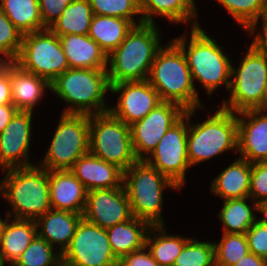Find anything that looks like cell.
I'll list each match as a JSON object with an SVG mask.
<instances>
[{"label": "cell", "instance_id": "6da1fadb", "mask_svg": "<svg viewBox=\"0 0 267 266\" xmlns=\"http://www.w3.org/2000/svg\"><path fill=\"white\" fill-rule=\"evenodd\" d=\"M156 27L155 23L134 26L121 44L108 54L110 85L148 80L154 58L161 48Z\"/></svg>", "mask_w": 267, "mask_h": 266}, {"label": "cell", "instance_id": "7a4b0ae2", "mask_svg": "<svg viewBox=\"0 0 267 266\" xmlns=\"http://www.w3.org/2000/svg\"><path fill=\"white\" fill-rule=\"evenodd\" d=\"M169 44L158 50L148 77L149 83L161 101L177 103L184 110L202 108L182 49L173 40Z\"/></svg>", "mask_w": 267, "mask_h": 266}, {"label": "cell", "instance_id": "3957f363", "mask_svg": "<svg viewBox=\"0 0 267 266\" xmlns=\"http://www.w3.org/2000/svg\"><path fill=\"white\" fill-rule=\"evenodd\" d=\"M0 182V194L11 207L14 219L37 220L52 209L48 170L37 165L7 169ZM12 214V215H11Z\"/></svg>", "mask_w": 267, "mask_h": 266}, {"label": "cell", "instance_id": "277c9868", "mask_svg": "<svg viewBox=\"0 0 267 266\" xmlns=\"http://www.w3.org/2000/svg\"><path fill=\"white\" fill-rule=\"evenodd\" d=\"M52 92L69 103L62 114L95 115L109 112L104 95L111 91L107 70L69 68L51 82Z\"/></svg>", "mask_w": 267, "mask_h": 266}, {"label": "cell", "instance_id": "5b68a950", "mask_svg": "<svg viewBox=\"0 0 267 266\" xmlns=\"http://www.w3.org/2000/svg\"><path fill=\"white\" fill-rule=\"evenodd\" d=\"M192 21L194 22L191 26L192 31L187 51L186 36L173 39L186 57L192 81L197 79L201 82L209 95L221 84H225V88L229 90L231 84L229 80L231 78V61L222 52L216 41L200 28L198 22Z\"/></svg>", "mask_w": 267, "mask_h": 266}, {"label": "cell", "instance_id": "8992f818", "mask_svg": "<svg viewBox=\"0 0 267 266\" xmlns=\"http://www.w3.org/2000/svg\"><path fill=\"white\" fill-rule=\"evenodd\" d=\"M123 187L129 200L133 217L151 226L164 225L162 219L163 189H179L168 177L138 160L123 172Z\"/></svg>", "mask_w": 267, "mask_h": 266}, {"label": "cell", "instance_id": "52a82bcc", "mask_svg": "<svg viewBox=\"0 0 267 266\" xmlns=\"http://www.w3.org/2000/svg\"><path fill=\"white\" fill-rule=\"evenodd\" d=\"M193 113L195 109L186 110V123L189 126L187 150L190 166L227 150L237 149L238 122L234 112L220 107L207 120L192 126L189 121Z\"/></svg>", "mask_w": 267, "mask_h": 266}, {"label": "cell", "instance_id": "ba28073f", "mask_svg": "<svg viewBox=\"0 0 267 266\" xmlns=\"http://www.w3.org/2000/svg\"><path fill=\"white\" fill-rule=\"evenodd\" d=\"M247 50L239 68L231 66V95L229 102L224 101L220 106L234 113L257 109L267 85V53L253 41Z\"/></svg>", "mask_w": 267, "mask_h": 266}, {"label": "cell", "instance_id": "9c48e42d", "mask_svg": "<svg viewBox=\"0 0 267 266\" xmlns=\"http://www.w3.org/2000/svg\"><path fill=\"white\" fill-rule=\"evenodd\" d=\"M89 152L123 172L138 161L132 147L130 126L110 112L89 115Z\"/></svg>", "mask_w": 267, "mask_h": 266}, {"label": "cell", "instance_id": "30bf717a", "mask_svg": "<svg viewBox=\"0 0 267 266\" xmlns=\"http://www.w3.org/2000/svg\"><path fill=\"white\" fill-rule=\"evenodd\" d=\"M14 62L50 83L69 69L60 38L49 28L24 34Z\"/></svg>", "mask_w": 267, "mask_h": 266}, {"label": "cell", "instance_id": "8fae6325", "mask_svg": "<svg viewBox=\"0 0 267 266\" xmlns=\"http://www.w3.org/2000/svg\"><path fill=\"white\" fill-rule=\"evenodd\" d=\"M43 163L48 171L70 170L89 153V115L61 114Z\"/></svg>", "mask_w": 267, "mask_h": 266}, {"label": "cell", "instance_id": "7c38bea8", "mask_svg": "<svg viewBox=\"0 0 267 266\" xmlns=\"http://www.w3.org/2000/svg\"><path fill=\"white\" fill-rule=\"evenodd\" d=\"M104 228L82 218L68 248L62 254V266H118Z\"/></svg>", "mask_w": 267, "mask_h": 266}, {"label": "cell", "instance_id": "4fadbf2b", "mask_svg": "<svg viewBox=\"0 0 267 266\" xmlns=\"http://www.w3.org/2000/svg\"><path fill=\"white\" fill-rule=\"evenodd\" d=\"M184 115L173 124L144 161L172 180L179 188L185 183V172L190 167L187 150L188 129Z\"/></svg>", "mask_w": 267, "mask_h": 266}, {"label": "cell", "instance_id": "5bb4252c", "mask_svg": "<svg viewBox=\"0 0 267 266\" xmlns=\"http://www.w3.org/2000/svg\"><path fill=\"white\" fill-rule=\"evenodd\" d=\"M179 104L162 101L142 120L130 125L132 147L138 160H145L167 130L185 113Z\"/></svg>", "mask_w": 267, "mask_h": 266}, {"label": "cell", "instance_id": "9a60e30c", "mask_svg": "<svg viewBox=\"0 0 267 266\" xmlns=\"http://www.w3.org/2000/svg\"><path fill=\"white\" fill-rule=\"evenodd\" d=\"M83 218L107 230L133 215L123 184L120 187L87 191Z\"/></svg>", "mask_w": 267, "mask_h": 266}, {"label": "cell", "instance_id": "2e32d148", "mask_svg": "<svg viewBox=\"0 0 267 266\" xmlns=\"http://www.w3.org/2000/svg\"><path fill=\"white\" fill-rule=\"evenodd\" d=\"M111 92H121V95L118 104L113 108L109 107V112L129 126L142 120L162 102L158 92L148 80L123 81L112 84Z\"/></svg>", "mask_w": 267, "mask_h": 266}, {"label": "cell", "instance_id": "e0dca14e", "mask_svg": "<svg viewBox=\"0 0 267 266\" xmlns=\"http://www.w3.org/2000/svg\"><path fill=\"white\" fill-rule=\"evenodd\" d=\"M31 120L32 111H18L0 134V166L3 169L33 166L28 161Z\"/></svg>", "mask_w": 267, "mask_h": 266}, {"label": "cell", "instance_id": "ac0fdd59", "mask_svg": "<svg viewBox=\"0 0 267 266\" xmlns=\"http://www.w3.org/2000/svg\"><path fill=\"white\" fill-rule=\"evenodd\" d=\"M262 113L258 109L237 113V150L250 163L267 161V114Z\"/></svg>", "mask_w": 267, "mask_h": 266}, {"label": "cell", "instance_id": "d6986e66", "mask_svg": "<svg viewBox=\"0 0 267 266\" xmlns=\"http://www.w3.org/2000/svg\"><path fill=\"white\" fill-rule=\"evenodd\" d=\"M50 204L54 210L82 214L87 190L70 170L48 171Z\"/></svg>", "mask_w": 267, "mask_h": 266}, {"label": "cell", "instance_id": "ffe728a7", "mask_svg": "<svg viewBox=\"0 0 267 266\" xmlns=\"http://www.w3.org/2000/svg\"><path fill=\"white\" fill-rule=\"evenodd\" d=\"M70 171L84 185L87 191L120 187L123 171L90 152L81 156Z\"/></svg>", "mask_w": 267, "mask_h": 266}, {"label": "cell", "instance_id": "44dd1931", "mask_svg": "<svg viewBox=\"0 0 267 266\" xmlns=\"http://www.w3.org/2000/svg\"><path fill=\"white\" fill-rule=\"evenodd\" d=\"M69 68L107 70L108 55L88 35L59 36Z\"/></svg>", "mask_w": 267, "mask_h": 266}, {"label": "cell", "instance_id": "7402d4cb", "mask_svg": "<svg viewBox=\"0 0 267 266\" xmlns=\"http://www.w3.org/2000/svg\"><path fill=\"white\" fill-rule=\"evenodd\" d=\"M10 83L12 104L19 111H32L41 100L44 89H51V83L31 72L25 71L14 61L10 62Z\"/></svg>", "mask_w": 267, "mask_h": 266}, {"label": "cell", "instance_id": "603a6c76", "mask_svg": "<svg viewBox=\"0 0 267 266\" xmlns=\"http://www.w3.org/2000/svg\"><path fill=\"white\" fill-rule=\"evenodd\" d=\"M82 218V214L50 209L36 220L37 226H42L37 234L52 246L59 244V252L63 254L70 245Z\"/></svg>", "mask_w": 267, "mask_h": 266}, {"label": "cell", "instance_id": "cb8c5ba5", "mask_svg": "<svg viewBox=\"0 0 267 266\" xmlns=\"http://www.w3.org/2000/svg\"><path fill=\"white\" fill-rule=\"evenodd\" d=\"M151 225L132 217L106 230L113 254L120 260L129 253L146 247V236Z\"/></svg>", "mask_w": 267, "mask_h": 266}, {"label": "cell", "instance_id": "d4e9b609", "mask_svg": "<svg viewBox=\"0 0 267 266\" xmlns=\"http://www.w3.org/2000/svg\"><path fill=\"white\" fill-rule=\"evenodd\" d=\"M250 174L251 163L239 157L212 181L210 191L224 200L249 197Z\"/></svg>", "mask_w": 267, "mask_h": 266}, {"label": "cell", "instance_id": "484cf974", "mask_svg": "<svg viewBox=\"0 0 267 266\" xmlns=\"http://www.w3.org/2000/svg\"><path fill=\"white\" fill-rule=\"evenodd\" d=\"M38 229L35 220H8L0 241V255L3 263L7 261L13 265L38 235Z\"/></svg>", "mask_w": 267, "mask_h": 266}, {"label": "cell", "instance_id": "4316f807", "mask_svg": "<svg viewBox=\"0 0 267 266\" xmlns=\"http://www.w3.org/2000/svg\"><path fill=\"white\" fill-rule=\"evenodd\" d=\"M194 0H139L141 17L139 24H154L153 16H163L170 22L188 23L195 19L196 6Z\"/></svg>", "mask_w": 267, "mask_h": 266}, {"label": "cell", "instance_id": "83f0119b", "mask_svg": "<svg viewBox=\"0 0 267 266\" xmlns=\"http://www.w3.org/2000/svg\"><path fill=\"white\" fill-rule=\"evenodd\" d=\"M134 26L128 19L93 15L88 36L108 55L121 44Z\"/></svg>", "mask_w": 267, "mask_h": 266}, {"label": "cell", "instance_id": "f1b7e54d", "mask_svg": "<svg viewBox=\"0 0 267 266\" xmlns=\"http://www.w3.org/2000/svg\"><path fill=\"white\" fill-rule=\"evenodd\" d=\"M248 198L223 200L224 205L219 212V218L224 225V233L246 234L258 220L252 210L263 214L264 209L255 201L253 207L246 203Z\"/></svg>", "mask_w": 267, "mask_h": 266}, {"label": "cell", "instance_id": "f546056e", "mask_svg": "<svg viewBox=\"0 0 267 266\" xmlns=\"http://www.w3.org/2000/svg\"><path fill=\"white\" fill-rule=\"evenodd\" d=\"M93 15L89 0H74L49 29L58 36L88 35Z\"/></svg>", "mask_w": 267, "mask_h": 266}, {"label": "cell", "instance_id": "4dcf8cb0", "mask_svg": "<svg viewBox=\"0 0 267 266\" xmlns=\"http://www.w3.org/2000/svg\"><path fill=\"white\" fill-rule=\"evenodd\" d=\"M0 1V9L23 35L46 29L42 23L38 0Z\"/></svg>", "mask_w": 267, "mask_h": 266}, {"label": "cell", "instance_id": "1f68e13d", "mask_svg": "<svg viewBox=\"0 0 267 266\" xmlns=\"http://www.w3.org/2000/svg\"><path fill=\"white\" fill-rule=\"evenodd\" d=\"M164 226L165 225H158L150 227L146 236L145 246L146 248H149L148 250L150 251L153 259L160 266H173L176 258L181 253L184 245L189 239H185L184 237L177 235H166Z\"/></svg>", "mask_w": 267, "mask_h": 266}, {"label": "cell", "instance_id": "d6a6232c", "mask_svg": "<svg viewBox=\"0 0 267 266\" xmlns=\"http://www.w3.org/2000/svg\"><path fill=\"white\" fill-rule=\"evenodd\" d=\"M38 235L10 266H62V254Z\"/></svg>", "mask_w": 267, "mask_h": 266}, {"label": "cell", "instance_id": "836d02e7", "mask_svg": "<svg viewBox=\"0 0 267 266\" xmlns=\"http://www.w3.org/2000/svg\"><path fill=\"white\" fill-rule=\"evenodd\" d=\"M240 23L244 29L254 33L262 18L265 0H217Z\"/></svg>", "mask_w": 267, "mask_h": 266}, {"label": "cell", "instance_id": "e575fe53", "mask_svg": "<svg viewBox=\"0 0 267 266\" xmlns=\"http://www.w3.org/2000/svg\"><path fill=\"white\" fill-rule=\"evenodd\" d=\"M215 246V266H234L249 253L246 234L223 233L220 243Z\"/></svg>", "mask_w": 267, "mask_h": 266}, {"label": "cell", "instance_id": "d590c367", "mask_svg": "<svg viewBox=\"0 0 267 266\" xmlns=\"http://www.w3.org/2000/svg\"><path fill=\"white\" fill-rule=\"evenodd\" d=\"M173 266H215L214 243L189 239Z\"/></svg>", "mask_w": 267, "mask_h": 266}, {"label": "cell", "instance_id": "8d00e7d4", "mask_svg": "<svg viewBox=\"0 0 267 266\" xmlns=\"http://www.w3.org/2000/svg\"><path fill=\"white\" fill-rule=\"evenodd\" d=\"M94 15L110 16L130 20L137 24L133 16L141 14L139 0H89Z\"/></svg>", "mask_w": 267, "mask_h": 266}, {"label": "cell", "instance_id": "74e56055", "mask_svg": "<svg viewBox=\"0 0 267 266\" xmlns=\"http://www.w3.org/2000/svg\"><path fill=\"white\" fill-rule=\"evenodd\" d=\"M23 34L13 25L0 9V62L15 61L19 55Z\"/></svg>", "mask_w": 267, "mask_h": 266}, {"label": "cell", "instance_id": "f35d334b", "mask_svg": "<svg viewBox=\"0 0 267 266\" xmlns=\"http://www.w3.org/2000/svg\"><path fill=\"white\" fill-rule=\"evenodd\" d=\"M250 197L263 209L267 207V161L251 163Z\"/></svg>", "mask_w": 267, "mask_h": 266}, {"label": "cell", "instance_id": "ab89813d", "mask_svg": "<svg viewBox=\"0 0 267 266\" xmlns=\"http://www.w3.org/2000/svg\"><path fill=\"white\" fill-rule=\"evenodd\" d=\"M249 252L267 260V216L258 219L246 232Z\"/></svg>", "mask_w": 267, "mask_h": 266}, {"label": "cell", "instance_id": "60d3db41", "mask_svg": "<svg viewBox=\"0 0 267 266\" xmlns=\"http://www.w3.org/2000/svg\"><path fill=\"white\" fill-rule=\"evenodd\" d=\"M43 26L50 28L61 16L67 5L74 0H38Z\"/></svg>", "mask_w": 267, "mask_h": 266}, {"label": "cell", "instance_id": "b9f144b4", "mask_svg": "<svg viewBox=\"0 0 267 266\" xmlns=\"http://www.w3.org/2000/svg\"><path fill=\"white\" fill-rule=\"evenodd\" d=\"M146 247L129 253L119 260L118 266H160L152 257L150 251Z\"/></svg>", "mask_w": 267, "mask_h": 266}, {"label": "cell", "instance_id": "7bdbcfd3", "mask_svg": "<svg viewBox=\"0 0 267 266\" xmlns=\"http://www.w3.org/2000/svg\"><path fill=\"white\" fill-rule=\"evenodd\" d=\"M12 104L10 62H0V105Z\"/></svg>", "mask_w": 267, "mask_h": 266}, {"label": "cell", "instance_id": "ee69618b", "mask_svg": "<svg viewBox=\"0 0 267 266\" xmlns=\"http://www.w3.org/2000/svg\"><path fill=\"white\" fill-rule=\"evenodd\" d=\"M18 111L13 104L0 105V134Z\"/></svg>", "mask_w": 267, "mask_h": 266}, {"label": "cell", "instance_id": "f6af8a7d", "mask_svg": "<svg viewBox=\"0 0 267 266\" xmlns=\"http://www.w3.org/2000/svg\"><path fill=\"white\" fill-rule=\"evenodd\" d=\"M234 266H267V260L249 252Z\"/></svg>", "mask_w": 267, "mask_h": 266}, {"label": "cell", "instance_id": "bcb514c9", "mask_svg": "<svg viewBox=\"0 0 267 266\" xmlns=\"http://www.w3.org/2000/svg\"><path fill=\"white\" fill-rule=\"evenodd\" d=\"M262 32L254 37L253 42L263 51L267 53V22H262Z\"/></svg>", "mask_w": 267, "mask_h": 266}, {"label": "cell", "instance_id": "7dc6e473", "mask_svg": "<svg viewBox=\"0 0 267 266\" xmlns=\"http://www.w3.org/2000/svg\"><path fill=\"white\" fill-rule=\"evenodd\" d=\"M258 110L262 111V112H266L267 111V85L264 91V95L262 98V102L261 105L257 108Z\"/></svg>", "mask_w": 267, "mask_h": 266}, {"label": "cell", "instance_id": "c3c4849f", "mask_svg": "<svg viewBox=\"0 0 267 266\" xmlns=\"http://www.w3.org/2000/svg\"><path fill=\"white\" fill-rule=\"evenodd\" d=\"M10 219H11V218H10L9 214L7 215L5 221H3V220L0 218V241H1L2 235H3V233H4V229H5V227H6V224H7L8 220H10Z\"/></svg>", "mask_w": 267, "mask_h": 266}, {"label": "cell", "instance_id": "681fc988", "mask_svg": "<svg viewBox=\"0 0 267 266\" xmlns=\"http://www.w3.org/2000/svg\"><path fill=\"white\" fill-rule=\"evenodd\" d=\"M261 19V22H267V2H265V8Z\"/></svg>", "mask_w": 267, "mask_h": 266}, {"label": "cell", "instance_id": "f907efd6", "mask_svg": "<svg viewBox=\"0 0 267 266\" xmlns=\"http://www.w3.org/2000/svg\"><path fill=\"white\" fill-rule=\"evenodd\" d=\"M263 214V216H267V207L264 208Z\"/></svg>", "mask_w": 267, "mask_h": 266}, {"label": "cell", "instance_id": "816d5d0a", "mask_svg": "<svg viewBox=\"0 0 267 266\" xmlns=\"http://www.w3.org/2000/svg\"><path fill=\"white\" fill-rule=\"evenodd\" d=\"M0 266H4V263L2 261L1 255H0Z\"/></svg>", "mask_w": 267, "mask_h": 266}]
</instances>
